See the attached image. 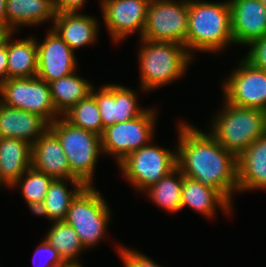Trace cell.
I'll return each instance as SVG.
<instances>
[{"label":"cell","mask_w":266,"mask_h":267,"mask_svg":"<svg viewBox=\"0 0 266 267\" xmlns=\"http://www.w3.org/2000/svg\"><path fill=\"white\" fill-rule=\"evenodd\" d=\"M177 167L192 180L217 189L231 204L238 193L237 157L210 134L180 122Z\"/></svg>","instance_id":"6da1fadb"},{"label":"cell","mask_w":266,"mask_h":267,"mask_svg":"<svg viewBox=\"0 0 266 267\" xmlns=\"http://www.w3.org/2000/svg\"><path fill=\"white\" fill-rule=\"evenodd\" d=\"M230 43L234 44L229 0L221 3L188 0L186 49L189 54L192 56L195 50L220 52Z\"/></svg>","instance_id":"7a4b0ae2"},{"label":"cell","mask_w":266,"mask_h":267,"mask_svg":"<svg viewBox=\"0 0 266 267\" xmlns=\"http://www.w3.org/2000/svg\"><path fill=\"white\" fill-rule=\"evenodd\" d=\"M140 41L143 43L138 52L142 91H151L179 79L193 59L180 43L142 38Z\"/></svg>","instance_id":"3957f363"},{"label":"cell","mask_w":266,"mask_h":267,"mask_svg":"<svg viewBox=\"0 0 266 267\" xmlns=\"http://www.w3.org/2000/svg\"><path fill=\"white\" fill-rule=\"evenodd\" d=\"M222 110L211 120L210 134L237 158L266 134V111L239 107L224 99Z\"/></svg>","instance_id":"277c9868"},{"label":"cell","mask_w":266,"mask_h":267,"mask_svg":"<svg viewBox=\"0 0 266 267\" xmlns=\"http://www.w3.org/2000/svg\"><path fill=\"white\" fill-rule=\"evenodd\" d=\"M50 123L69 162L71 172L86 186H92L96 162L103 152L101 136L72 125L63 116Z\"/></svg>","instance_id":"5b68a950"},{"label":"cell","mask_w":266,"mask_h":267,"mask_svg":"<svg viewBox=\"0 0 266 267\" xmlns=\"http://www.w3.org/2000/svg\"><path fill=\"white\" fill-rule=\"evenodd\" d=\"M108 203L94 186H85L72 200L65 222L75 229L84 246H96L105 236L111 213Z\"/></svg>","instance_id":"8992f818"},{"label":"cell","mask_w":266,"mask_h":267,"mask_svg":"<svg viewBox=\"0 0 266 267\" xmlns=\"http://www.w3.org/2000/svg\"><path fill=\"white\" fill-rule=\"evenodd\" d=\"M148 144L126 156L118 165L128 181L144 192L177 167V152Z\"/></svg>","instance_id":"52a82bcc"},{"label":"cell","mask_w":266,"mask_h":267,"mask_svg":"<svg viewBox=\"0 0 266 267\" xmlns=\"http://www.w3.org/2000/svg\"><path fill=\"white\" fill-rule=\"evenodd\" d=\"M0 96L2 104L38 114L49 123L61 117L54 107L49 84L37 76L7 79L0 84Z\"/></svg>","instance_id":"ba28073f"},{"label":"cell","mask_w":266,"mask_h":267,"mask_svg":"<svg viewBox=\"0 0 266 267\" xmlns=\"http://www.w3.org/2000/svg\"><path fill=\"white\" fill-rule=\"evenodd\" d=\"M156 114L147 108L134 119L107 126L101 136L102 153L114 156L119 164L133 151L150 144L154 137Z\"/></svg>","instance_id":"9c48e42d"},{"label":"cell","mask_w":266,"mask_h":267,"mask_svg":"<svg viewBox=\"0 0 266 267\" xmlns=\"http://www.w3.org/2000/svg\"><path fill=\"white\" fill-rule=\"evenodd\" d=\"M188 32V0H150L142 39L185 45Z\"/></svg>","instance_id":"30bf717a"},{"label":"cell","mask_w":266,"mask_h":267,"mask_svg":"<svg viewBox=\"0 0 266 267\" xmlns=\"http://www.w3.org/2000/svg\"><path fill=\"white\" fill-rule=\"evenodd\" d=\"M223 84V98L230 104L266 111V71L245 58Z\"/></svg>","instance_id":"8fae6325"},{"label":"cell","mask_w":266,"mask_h":267,"mask_svg":"<svg viewBox=\"0 0 266 267\" xmlns=\"http://www.w3.org/2000/svg\"><path fill=\"white\" fill-rule=\"evenodd\" d=\"M105 26L114 42L138 32L142 37L150 0H101Z\"/></svg>","instance_id":"7c38bea8"},{"label":"cell","mask_w":266,"mask_h":267,"mask_svg":"<svg viewBox=\"0 0 266 267\" xmlns=\"http://www.w3.org/2000/svg\"><path fill=\"white\" fill-rule=\"evenodd\" d=\"M41 44L37 42V77L48 84L75 72L74 51L53 30L47 31Z\"/></svg>","instance_id":"4fadbf2b"},{"label":"cell","mask_w":266,"mask_h":267,"mask_svg":"<svg viewBox=\"0 0 266 267\" xmlns=\"http://www.w3.org/2000/svg\"><path fill=\"white\" fill-rule=\"evenodd\" d=\"M93 87L91 94L96 98L103 127L126 122L142 115L136 92L119 84H104L98 92Z\"/></svg>","instance_id":"5bb4252c"},{"label":"cell","mask_w":266,"mask_h":267,"mask_svg":"<svg viewBox=\"0 0 266 267\" xmlns=\"http://www.w3.org/2000/svg\"><path fill=\"white\" fill-rule=\"evenodd\" d=\"M234 44L248 46L266 35V8L260 0H229Z\"/></svg>","instance_id":"9a60e30c"},{"label":"cell","mask_w":266,"mask_h":267,"mask_svg":"<svg viewBox=\"0 0 266 267\" xmlns=\"http://www.w3.org/2000/svg\"><path fill=\"white\" fill-rule=\"evenodd\" d=\"M31 167L53 179H78L71 172L60 141L50 128L32 145Z\"/></svg>","instance_id":"2e32d148"},{"label":"cell","mask_w":266,"mask_h":267,"mask_svg":"<svg viewBox=\"0 0 266 267\" xmlns=\"http://www.w3.org/2000/svg\"><path fill=\"white\" fill-rule=\"evenodd\" d=\"M50 123L42 116L0 102V138L21 139L33 145Z\"/></svg>","instance_id":"e0dca14e"},{"label":"cell","mask_w":266,"mask_h":267,"mask_svg":"<svg viewBox=\"0 0 266 267\" xmlns=\"http://www.w3.org/2000/svg\"><path fill=\"white\" fill-rule=\"evenodd\" d=\"M52 29L73 50L95 43L98 38V21L78 12L56 13Z\"/></svg>","instance_id":"ac0fdd59"},{"label":"cell","mask_w":266,"mask_h":267,"mask_svg":"<svg viewBox=\"0 0 266 267\" xmlns=\"http://www.w3.org/2000/svg\"><path fill=\"white\" fill-rule=\"evenodd\" d=\"M238 192L266 188V134L237 158Z\"/></svg>","instance_id":"d6986e66"},{"label":"cell","mask_w":266,"mask_h":267,"mask_svg":"<svg viewBox=\"0 0 266 267\" xmlns=\"http://www.w3.org/2000/svg\"><path fill=\"white\" fill-rule=\"evenodd\" d=\"M32 165V145L15 138H0V187L9 188Z\"/></svg>","instance_id":"ffe728a7"},{"label":"cell","mask_w":266,"mask_h":267,"mask_svg":"<svg viewBox=\"0 0 266 267\" xmlns=\"http://www.w3.org/2000/svg\"><path fill=\"white\" fill-rule=\"evenodd\" d=\"M232 205L217 189L183 175L181 210L188 206L210 218L215 216V207L229 214Z\"/></svg>","instance_id":"44dd1931"},{"label":"cell","mask_w":266,"mask_h":267,"mask_svg":"<svg viewBox=\"0 0 266 267\" xmlns=\"http://www.w3.org/2000/svg\"><path fill=\"white\" fill-rule=\"evenodd\" d=\"M53 0H6L7 32L55 19Z\"/></svg>","instance_id":"7402d4cb"},{"label":"cell","mask_w":266,"mask_h":267,"mask_svg":"<svg viewBox=\"0 0 266 267\" xmlns=\"http://www.w3.org/2000/svg\"><path fill=\"white\" fill-rule=\"evenodd\" d=\"M71 182L75 190H69ZM86 185L79 179H53L46 193L45 201L34 213L47 217L50 221H64L72 200Z\"/></svg>","instance_id":"603a6c76"},{"label":"cell","mask_w":266,"mask_h":267,"mask_svg":"<svg viewBox=\"0 0 266 267\" xmlns=\"http://www.w3.org/2000/svg\"><path fill=\"white\" fill-rule=\"evenodd\" d=\"M12 34H7L8 79L37 76V40L27 37L13 42Z\"/></svg>","instance_id":"cb8c5ba5"},{"label":"cell","mask_w":266,"mask_h":267,"mask_svg":"<svg viewBox=\"0 0 266 267\" xmlns=\"http://www.w3.org/2000/svg\"><path fill=\"white\" fill-rule=\"evenodd\" d=\"M75 73L49 83L54 107L61 116L79 101L87 98L93 89L88 80Z\"/></svg>","instance_id":"d4e9b609"},{"label":"cell","mask_w":266,"mask_h":267,"mask_svg":"<svg viewBox=\"0 0 266 267\" xmlns=\"http://www.w3.org/2000/svg\"><path fill=\"white\" fill-rule=\"evenodd\" d=\"M182 185L183 174L176 167L144 192L148 194L153 203L168 212L175 213L181 210Z\"/></svg>","instance_id":"484cf974"},{"label":"cell","mask_w":266,"mask_h":267,"mask_svg":"<svg viewBox=\"0 0 266 267\" xmlns=\"http://www.w3.org/2000/svg\"><path fill=\"white\" fill-rule=\"evenodd\" d=\"M45 239L59 252L66 263H78L84 250L77 232L65 221H54Z\"/></svg>","instance_id":"4316f807"},{"label":"cell","mask_w":266,"mask_h":267,"mask_svg":"<svg viewBox=\"0 0 266 267\" xmlns=\"http://www.w3.org/2000/svg\"><path fill=\"white\" fill-rule=\"evenodd\" d=\"M52 180V177L31 167L11 187L20 186L23 198L34 214L45 201L46 193Z\"/></svg>","instance_id":"83f0119b"},{"label":"cell","mask_w":266,"mask_h":267,"mask_svg":"<svg viewBox=\"0 0 266 267\" xmlns=\"http://www.w3.org/2000/svg\"><path fill=\"white\" fill-rule=\"evenodd\" d=\"M72 125L102 136L103 122L96 98L90 94L62 115Z\"/></svg>","instance_id":"f1b7e54d"},{"label":"cell","mask_w":266,"mask_h":267,"mask_svg":"<svg viewBox=\"0 0 266 267\" xmlns=\"http://www.w3.org/2000/svg\"><path fill=\"white\" fill-rule=\"evenodd\" d=\"M41 256L46 260L47 263L45 262L46 263L45 264L43 262L44 263L43 264L37 262L38 264L35 263V266L36 264L37 266L41 264V267H62L63 265L66 264V262L63 260L59 252L46 239L40 242V245L37 246L33 256V262L37 257H38L37 259H39ZM38 267H40V265Z\"/></svg>","instance_id":"f546056e"},{"label":"cell","mask_w":266,"mask_h":267,"mask_svg":"<svg viewBox=\"0 0 266 267\" xmlns=\"http://www.w3.org/2000/svg\"><path fill=\"white\" fill-rule=\"evenodd\" d=\"M117 250L125 267H162L139 251L124 246H120Z\"/></svg>","instance_id":"4dcf8cb0"},{"label":"cell","mask_w":266,"mask_h":267,"mask_svg":"<svg viewBox=\"0 0 266 267\" xmlns=\"http://www.w3.org/2000/svg\"><path fill=\"white\" fill-rule=\"evenodd\" d=\"M245 59L253 66L266 71V35L249 44Z\"/></svg>","instance_id":"1f68e13d"},{"label":"cell","mask_w":266,"mask_h":267,"mask_svg":"<svg viewBox=\"0 0 266 267\" xmlns=\"http://www.w3.org/2000/svg\"><path fill=\"white\" fill-rule=\"evenodd\" d=\"M86 0H53L56 13L78 12Z\"/></svg>","instance_id":"d6a6232c"},{"label":"cell","mask_w":266,"mask_h":267,"mask_svg":"<svg viewBox=\"0 0 266 267\" xmlns=\"http://www.w3.org/2000/svg\"><path fill=\"white\" fill-rule=\"evenodd\" d=\"M8 79L7 69V35L0 43V84Z\"/></svg>","instance_id":"836d02e7"},{"label":"cell","mask_w":266,"mask_h":267,"mask_svg":"<svg viewBox=\"0 0 266 267\" xmlns=\"http://www.w3.org/2000/svg\"><path fill=\"white\" fill-rule=\"evenodd\" d=\"M0 27L7 31L6 0H0Z\"/></svg>","instance_id":"e575fe53"},{"label":"cell","mask_w":266,"mask_h":267,"mask_svg":"<svg viewBox=\"0 0 266 267\" xmlns=\"http://www.w3.org/2000/svg\"><path fill=\"white\" fill-rule=\"evenodd\" d=\"M7 34L8 32L4 28L0 27V43L4 40Z\"/></svg>","instance_id":"d590c367"},{"label":"cell","mask_w":266,"mask_h":267,"mask_svg":"<svg viewBox=\"0 0 266 267\" xmlns=\"http://www.w3.org/2000/svg\"><path fill=\"white\" fill-rule=\"evenodd\" d=\"M62 267H83L81 265V263H66L65 265H63Z\"/></svg>","instance_id":"8d00e7d4"},{"label":"cell","mask_w":266,"mask_h":267,"mask_svg":"<svg viewBox=\"0 0 266 267\" xmlns=\"http://www.w3.org/2000/svg\"><path fill=\"white\" fill-rule=\"evenodd\" d=\"M260 1L264 5V7L266 8V0H260Z\"/></svg>","instance_id":"74e56055"}]
</instances>
